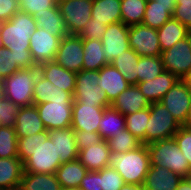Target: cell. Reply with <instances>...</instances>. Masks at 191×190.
Returning <instances> with one entry per match:
<instances>
[{
  "mask_svg": "<svg viewBox=\"0 0 191 190\" xmlns=\"http://www.w3.org/2000/svg\"><path fill=\"white\" fill-rule=\"evenodd\" d=\"M87 172V168L78 159H76L62 163L57 168L55 176L61 188L78 189Z\"/></svg>",
  "mask_w": 191,
  "mask_h": 190,
  "instance_id": "obj_26",
  "label": "cell"
},
{
  "mask_svg": "<svg viewBox=\"0 0 191 190\" xmlns=\"http://www.w3.org/2000/svg\"><path fill=\"white\" fill-rule=\"evenodd\" d=\"M189 29L173 17L160 27L158 32L161 51L174 46L178 41L188 37Z\"/></svg>",
  "mask_w": 191,
  "mask_h": 190,
  "instance_id": "obj_28",
  "label": "cell"
},
{
  "mask_svg": "<svg viewBox=\"0 0 191 190\" xmlns=\"http://www.w3.org/2000/svg\"><path fill=\"white\" fill-rule=\"evenodd\" d=\"M55 174L24 173L18 190H60Z\"/></svg>",
  "mask_w": 191,
  "mask_h": 190,
  "instance_id": "obj_34",
  "label": "cell"
},
{
  "mask_svg": "<svg viewBox=\"0 0 191 190\" xmlns=\"http://www.w3.org/2000/svg\"><path fill=\"white\" fill-rule=\"evenodd\" d=\"M74 135L78 152L103 140L99 132L74 130Z\"/></svg>",
  "mask_w": 191,
  "mask_h": 190,
  "instance_id": "obj_48",
  "label": "cell"
},
{
  "mask_svg": "<svg viewBox=\"0 0 191 190\" xmlns=\"http://www.w3.org/2000/svg\"><path fill=\"white\" fill-rule=\"evenodd\" d=\"M78 190H102L100 184V170L88 171L82 179Z\"/></svg>",
  "mask_w": 191,
  "mask_h": 190,
  "instance_id": "obj_50",
  "label": "cell"
},
{
  "mask_svg": "<svg viewBox=\"0 0 191 190\" xmlns=\"http://www.w3.org/2000/svg\"><path fill=\"white\" fill-rule=\"evenodd\" d=\"M173 137L191 168V128L181 126Z\"/></svg>",
  "mask_w": 191,
  "mask_h": 190,
  "instance_id": "obj_44",
  "label": "cell"
},
{
  "mask_svg": "<svg viewBox=\"0 0 191 190\" xmlns=\"http://www.w3.org/2000/svg\"><path fill=\"white\" fill-rule=\"evenodd\" d=\"M174 9L175 5H162L157 4L156 0H148L142 24L158 30L172 18Z\"/></svg>",
  "mask_w": 191,
  "mask_h": 190,
  "instance_id": "obj_32",
  "label": "cell"
},
{
  "mask_svg": "<svg viewBox=\"0 0 191 190\" xmlns=\"http://www.w3.org/2000/svg\"><path fill=\"white\" fill-rule=\"evenodd\" d=\"M61 39L37 27L30 36L29 50L34 63L38 66L44 62L54 61Z\"/></svg>",
  "mask_w": 191,
  "mask_h": 190,
  "instance_id": "obj_14",
  "label": "cell"
},
{
  "mask_svg": "<svg viewBox=\"0 0 191 190\" xmlns=\"http://www.w3.org/2000/svg\"><path fill=\"white\" fill-rule=\"evenodd\" d=\"M188 37H189V41H190V45H191V30L189 31Z\"/></svg>",
  "mask_w": 191,
  "mask_h": 190,
  "instance_id": "obj_60",
  "label": "cell"
},
{
  "mask_svg": "<svg viewBox=\"0 0 191 190\" xmlns=\"http://www.w3.org/2000/svg\"><path fill=\"white\" fill-rule=\"evenodd\" d=\"M172 17L191 30V1H176Z\"/></svg>",
  "mask_w": 191,
  "mask_h": 190,
  "instance_id": "obj_47",
  "label": "cell"
},
{
  "mask_svg": "<svg viewBox=\"0 0 191 190\" xmlns=\"http://www.w3.org/2000/svg\"><path fill=\"white\" fill-rule=\"evenodd\" d=\"M129 26L123 22L109 24L102 36V45L105 59L110 63L117 55L128 50L129 46Z\"/></svg>",
  "mask_w": 191,
  "mask_h": 190,
  "instance_id": "obj_15",
  "label": "cell"
},
{
  "mask_svg": "<svg viewBox=\"0 0 191 190\" xmlns=\"http://www.w3.org/2000/svg\"><path fill=\"white\" fill-rule=\"evenodd\" d=\"M39 74L53 85L74 94L76 73L60 66L55 61L44 62L37 66Z\"/></svg>",
  "mask_w": 191,
  "mask_h": 190,
  "instance_id": "obj_17",
  "label": "cell"
},
{
  "mask_svg": "<svg viewBox=\"0 0 191 190\" xmlns=\"http://www.w3.org/2000/svg\"><path fill=\"white\" fill-rule=\"evenodd\" d=\"M176 190H191V186L187 183V181L182 178Z\"/></svg>",
  "mask_w": 191,
  "mask_h": 190,
  "instance_id": "obj_53",
  "label": "cell"
},
{
  "mask_svg": "<svg viewBox=\"0 0 191 190\" xmlns=\"http://www.w3.org/2000/svg\"><path fill=\"white\" fill-rule=\"evenodd\" d=\"M83 66L84 70L97 71L110 64L105 59V53L101 40L83 39Z\"/></svg>",
  "mask_w": 191,
  "mask_h": 190,
  "instance_id": "obj_30",
  "label": "cell"
},
{
  "mask_svg": "<svg viewBox=\"0 0 191 190\" xmlns=\"http://www.w3.org/2000/svg\"><path fill=\"white\" fill-rule=\"evenodd\" d=\"M175 1H191V0H175Z\"/></svg>",
  "mask_w": 191,
  "mask_h": 190,
  "instance_id": "obj_62",
  "label": "cell"
},
{
  "mask_svg": "<svg viewBox=\"0 0 191 190\" xmlns=\"http://www.w3.org/2000/svg\"><path fill=\"white\" fill-rule=\"evenodd\" d=\"M20 68L17 66L13 52L7 47L0 49V81L12 75Z\"/></svg>",
  "mask_w": 191,
  "mask_h": 190,
  "instance_id": "obj_43",
  "label": "cell"
},
{
  "mask_svg": "<svg viewBox=\"0 0 191 190\" xmlns=\"http://www.w3.org/2000/svg\"><path fill=\"white\" fill-rule=\"evenodd\" d=\"M125 129V116L111 106L104 109L99 122L98 132L107 141Z\"/></svg>",
  "mask_w": 191,
  "mask_h": 190,
  "instance_id": "obj_33",
  "label": "cell"
},
{
  "mask_svg": "<svg viewBox=\"0 0 191 190\" xmlns=\"http://www.w3.org/2000/svg\"><path fill=\"white\" fill-rule=\"evenodd\" d=\"M17 143L15 128L0 125V158L18 157Z\"/></svg>",
  "mask_w": 191,
  "mask_h": 190,
  "instance_id": "obj_39",
  "label": "cell"
},
{
  "mask_svg": "<svg viewBox=\"0 0 191 190\" xmlns=\"http://www.w3.org/2000/svg\"><path fill=\"white\" fill-rule=\"evenodd\" d=\"M4 98H5V90L2 81H0V101L3 100Z\"/></svg>",
  "mask_w": 191,
  "mask_h": 190,
  "instance_id": "obj_57",
  "label": "cell"
},
{
  "mask_svg": "<svg viewBox=\"0 0 191 190\" xmlns=\"http://www.w3.org/2000/svg\"><path fill=\"white\" fill-rule=\"evenodd\" d=\"M129 46L139 56H161L157 29L143 24L129 26Z\"/></svg>",
  "mask_w": 191,
  "mask_h": 190,
  "instance_id": "obj_11",
  "label": "cell"
},
{
  "mask_svg": "<svg viewBox=\"0 0 191 190\" xmlns=\"http://www.w3.org/2000/svg\"><path fill=\"white\" fill-rule=\"evenodd\" d=\"M139 58L140 56L132 48H129L121 55H117L110 64L120 71L130 85H137Z\"/></svg>",
  "mask_w": 191,
  "mask_h": 190,
  "instance_id": "obj_31",
  "label": "cell"
},
{
  "mask_svg": "<svg viewBox=\"0 0 191 190\" xmlns=\"http://www.w3.org/2000/svg\"><path fill=\"white\" fill-rule=\"evenodd\" d=\"M110 156L111 150L108 142L102 140L79 151L78 160L87 168L88 171H99L109 166Z\"/></svg>",
  "mask_w": 191,
  "mask_h": 190,
  "instance_id": "obj_19",
  "label": "cell"
},
{
  "mask_svg": "<svg viewBox=\"0 0 191 190\" xmlns=\"http://www.w3.org/2000/svg\"><path fill=\"white\" fill-rule=\"evenodd\" d=\"M39 74L38 67L19 69L2 80L5 98L20 107L33 105V88Z\"/></svg>",
  "mask_w": 191,
  "mask_h": 190,
  "instance_id": "obj_5",
  "label": "cell"
},
{
  "mask_svg": "<svg viewBox=\"0 0 191 190\" xmlns=\"http://www.w3.org/2000/svg\"><path fill=\"white\" fill-rule=\"evenodd\" d=\"M74 100L73 94L52 84L51 101Z\"/></svg>",
  "mask_w": 191,
  "mask_h": 190,
  "instance_id": "obj_51",
  "label": "cell"
},
{
  "mask_svg": "<svg viewBox=\"0 0 191 190\" xmlns=\"http://www.w3.org/2000/svg\"><path fill=\"white\" fill-rule=\"evenodd\" d=\"M148 0H121V22L131 26L142 24Z\"/></svg>",
  "mask_w": 191,
  "mask_h": 190,
  "instance_id": "obj_35",
  "label": "cell"
},
{
  "mask_svg": "<svg viewBox=\"0 0 191 190\" xmlns=\"http://www.w3.org/2000/svg\"><path fill=\"white\" fill-rule=\"evenodd\" d=\"M108 25H105L103 22L94 21V18H91L82 31L78 34L82 39H96L101 40L103 34Z\"/></svg>",
  "mask_w": 191,
  "mask_h": 190,
  "instance_id": "obj_46",
  "label": "cell"
},
{
  "mask_svg": "<svg viewBox=\"0 0 191 190\" xmlns=\"http://www.w3.org/2000/svg\"><path fill=\"white\" fill-rule=\"evenodd\" d=\"M15 132L17 138L30 136L45 131L36 106L21 107L16 118Z\"/></svg>",
  "mask_w": 191,
  "mask_h": 190,
  "instance_id": "obj_24",
  "label": "cell"
},
{
  "mask_svg": "<svg viewBox=\"0 0 191 190\" xmlns=\"http://www.w3.org/2000/svg\"><path fill=\"white\" fill-rule=\"evenodd\" d=\"M36 28V19L21 10L15 13L10 20L0 23L3 46L13 52L16 64L20 69L37 66L29 50L30 36Z\"/></svg>",
  "mask_w": 191,
  "mask_h": 190,
  "instance_id": "obj_2",
  "label": "cell"
},
{
  "mask_svg": "<svg viewBox=\"0 0 191 190\" xmlns=\"http://www.w3.org/2000/svg\"><path fill=\"white\" fill-rule=\"evenodd\" d=\"M120 190H144L143 185L125 183Z\"/></svg>",
  "mask_w": 191,
  "mask_h": 190,
  "instance_id": "obj_52",
  "label": "cell"
},
{
  "mask_svg": "<svg viewBox=\"0 0 191 190\" xmlns=\"http://www.w3.org/2000/svg\"><path fill=\"white\" fill-rule=\"evenodd\" d=\"M73 101H50L35 105L46 130L71 127Z\"/></svg>",
  "mask_w": 191,
  "mask_h": 190,
  "instance_id": "obj_9",
  "label": "cell"
},
{
  "mask_svg": "<svg viewBox=\"0 0 191 190\" xmlns=\"http://www.w3.org/2000/svg\"><path fill=\"white\" fill-rule=\"evenodd\" d=\"M19 10V0H0V23L10 20Z\"/></svg>",
  "mask_w": 191,
  "mask_h": 190,
  "instance_id": "obj_49",
  "label": "cell"
},
{
  "mask_svg": "<svg viewBox=\"0 0 191 190\" xmlns=\"http://www.w3.org/2000/svg\"><path fill=\"white\" fill-rule=\"evenodd\" d=\"M182 178L166 168L150 166L143 187L144 190H176Z\"/></svg>",
  "mask_w": 191,
  "mask_h": 190,
  "instance_id": "obj_23",
  "label": "cell"
},
{
  "mask_svg": "<svg viewBox=\"0 0 191 190\" xmlns=\"http://www.w3.org/2000/svg\"><path fill=\"white\" fill-rule=\"evenodd\" d=\"M109 166L121 175L124 183L143 185L151 166L147 145L141 144L128 152L111 153Z\"/></svg>",
  "mask_w": 191,
  "mask_h": 190,
  "instance_id": "obj_3",
  "label": "cell"
},
{
  "mask_svg": "<svg viewBox=\"0 0 191 190\" xmlns=\"http://www.w3.org/2000/svg\"><path fill=\"white\" fill-rule=\"evenodd\" d=\"M97 83L106 92L107 98L111 103L130 86L120 71L111 64L103 66L99 70Z\"/></svg>",
  "mask_w": 191,
  "mask_h": 190,
  "instance_id": "obj_21",
  "label": "cell"
},
{
  "mask_svg": "<svg viewBox=\"0 0 191 190\" xmlns=\"http://www.w3.org/2000/svg\"><path fill=\"white\" fill-rule=\"evenodd\" d=\"M33 105L51 101L52 83L38 74L33 88Z\"/></svg>",
  "mask_w": 191,
  "mask_h": 190,
  "instance_id": "obj_42",
  "label": "cell"
},
{
  "mask_svg": "<svg viewBox=\"0 0 191 190\" xmlns=\"http://www.w3.org/2000/svg\"><path fill=\"white\" fill-rule=\"evenodd\" d=\"M165 71L161 56H140L138 82L150 81Z\"/></svg>",
  "mask_w": 191,
  "mask_h": 190,
  "instance_id": "obj_36",
  "label": "cell"
},
{
  "mask_svg": "<svg viewBox=\"0 0 191 190\" xmlns=\"http://www.w3.org/2000/svg\"><path fill=\"white\" fill-rule=\"evenodd\" d=\"M100 184L102 190H120L125 183L113 167L107 166L100 170Z\"/></svg>",
  "mask_w": 191,
  "mask_h": 190,
  "instance_id": "obj_40",
  "label": "cell"
},
{
  "mask_svg": "<svg viewBox=\"0 0 191 190\" xmlns=\"http://www.w3.org/2000/svg\"><path fill=\"white\" fill-rule=\"evenodd\" d=\"M24 172L18 157L0 158V190H18Z\"/></svg>",
  "mask_w": 191,
  "mask_h": 190,
  "instance_id": "obj_25",
  "label": "cell"
},
{
  "mask_svg": "<svg viewBox=\"0 0 191 190\" xmlns=\"http://www.w3.org/2000/svg\"><path fill=\"white\" fill-rule=\"evenodd\" d=\"M111 153L128 152L139 147L142 143L126 128L107 140Z\"/></svg>",
  "mask_w": 191,
  "mask_h": 190,
  "instance_id": "obj_38",
  "label": "cell"
},
{
  "mask_svg": "<svg viewBox=\"0 0 191 190\" xmlns=\"http://www.w3.org/2000/svg\"><path fill=\"white\" fill-rule=\"evenodd\" d=\"M4 46H3V40L1 38V35H0V49H2Z\"/></svg>",
  "mask_w": 191,
  "mask_h": 190,
  "instance_id": "obj_59",
  "label": "cell"
},
{
  "mask_svg": "<svg viewBox=\"0 0 191 190\" xmlns=\"http://www.w3.org/2000/svg\"><path fill=\"white\" fill-rule=\"evenodd\" d=\"M57 5V0H19L20 10L34 15L39 12L42 13L45 9L53 8Z\"/></svg>",
  "mask_w": 191,
  "mask_h": 190,
  "instance_id": "obj_45",
  "label": "cell"
},
{
  "mask_svg": "<svg viewBox=\"0 0 191 190\" xmlns=\"http://www.w3.org/2000/svg\"><path fill=\"white\" fill-rule=\"evenodd\" d=\"M157 4H162V5H176L175 0H156Z\"/></svg>",
  "mask_w": 191,
  "mask_h": 190,
  "instance_id": "obj_54",
  "label": "cell"
},
{
  "mask_svg": "<svg viewBox=\"0 0 191 190\" xmlns=\"http://www.w3.org/2000/svg\"><path fill=\"white\" fill-rule=\"evenodd\" d=\"M33 17L36 19L37 27L43 28L60 39L68 35L65 21L60 14L58 5L53 8L45 9L42 13H35Z\"/></svg>",
  "mask_w": 191,
  "mask_h": 190,
  "instance_id": "obj_27",
  "label": "cell"
},
{
  "mask_svg": "<svg viewBox=\"0 0 191 190\" xmlns=\"http://www.w3.org/2000/svg\"><path fill=\"white\" fill-rule=\"evenodd\" d=\"M183 126L191 128V105H190V108H189V112H188V117H187L186 123Z\"/></svg>",
  "mask_w": 191,
  "mask_h": 190,
  "instance_id": "obj_56",
  "label": "cell"
},
{
  "mask_svg": "<svg viewBox=\"0 0 191 190\" xmlns=\"http://www.w3.org/2000/svg\"><path fill=\"white\" fill-rule=\"evenodd\" d=\"M16 105L7 98L0 101V125L5 127H14L16 118L20 110Z\"/></svg>",
  "mask_w": 191,
  "mask_h": 190,
  "instance_id": "obj_41",
  "label": "cell"
},
{
  "mask_svg": "<svg viewBox=\"0 0 191 190\" xmlns=\"http://www.w3.org/2000/svg\"><path fill=\"white\" fill-rule=\"evenodd\" d=\"M178 80L171 72L164 71L150 81L138 82L137 86L151 104L160 102L163 96Z\"/></svg>",
  "mask_w": 191,
  "mask_h": 190,
  "instance_id": "obj_20",
  "label": "cell"
},
{
  "mask_svg": "<svg viewBox=\"0 0 191 190\" xmlns=\"http://www.w3.org/2000/svg\"><path fill=\"white\" fill-rule=\"evenodd\" d=\"M147 147L151 166L166 168L181 177L191 170L174 137L151 142Z\"/></svg>",
  "mask_w": 191,
  "mask_h": 190,
  "instance_id": "obj_4",
  "label": "cell"
},
{
  "mask_svg": "<svg viewBox=\"0 0 191 190\" xmlns=\"http://www.w3.org/2000/svg\"><path fill=\"white\" fill-rule=\"evenodd\" d=\"M110 106L126 116L142 109L149 108L150 103L141 93L137 85H130L113 100Z\"/></svg>",
  "mask_w": 191,
  "mask_h": 190,
  "instance_id": "obj_18",
  "label": "cell"
},
{
  "mask_svg": "<svg viewBox=\"0 0 191 190\" xmlns=\"http://www.w3.org/2000/svg\"><path fill=\"white\" fill-rule=\"evenodd\" d=\"M18 158L24 163V173L55 174L62 164L56 144L48 138V130L18 138Z\"/></svg>",
  "mask_w": 191,
  "mask_h": 190,
  "instance_id": "obj_1",
  "label": "cell"
},
{
  "mask_svg": "<svg viewBox=\"0 0 191 190\" xmlns=\"http://www.w3.org/2000/svg\"><path fill=\"white\" fill-rule=\"evenodd\" d=\"M93 0H59L57 5L69 35H78L91 17Z\"/></svg>",
  "mask_w": 191,
  "mask_h": 190,
  "instance_id": "obj_8",
  "label": "cell"
},
{
  "mask_svg": "<svg viewBox=\"0 0 191 190\" xmlns=\"http://www.w3.org/2000/svg\"><path fill=\"white\" fill-rule=\"evenodd\" d=\"M104 109L105 107H98L96 104L73 102L71 128L85 132H98Z\"/></svg>",
  "mask_w": 191,
  "mask_h": 190,
  "instance_id": "obj_16",
  "label": "cell"
},
{
  "mask_svg": "<svg viewBox=\"0 0 191 190\" xmlns=\"http://www.w3.org/2000/svg\"><path fill=\"white\" fill-rule=\"evenodd\" d=\"M121 0H93L91 17L109 25L121 22Z\"/></svg>",
  "mask_w": 191,
  "mask_h": 190,
  "instance_id": "obj_29",
  "label": "cell"
},
{
  "mask_svg": "<svg viewBox=\"0 0 191 190\" xmlns=\"http://www.w3.org/2000/svg\"><path fill=\"white\" fill-rule=\"evenodd\" d=\"M83 39L78 35H67L60 41L54 61L63 68L75 73L83 66Z\"/></svg>",
  "mask_w": 191,
  "mask_h": 190,
  "instance_id": "obj_13",
  "label": "cell"
},
{
  "mask_svg": "<svg viewBox=\"0 0 191 190\" xmlns=\"http://www.w3.org/2000/svg\"><path fill=\"white\" fill-rule=\"evenodd\" d=\"M48 138L52 140L54 145L56 144V149L62 163L78 159L79 152L77 150L74 130L71 127L48 130Z\"/></svg>",
  "mask_w": 191,
  "mask_h": 190,
  "instance_id": "obj_22",
  "label": "cell"
},
{
  "mask_svg": "<svg viewBox=\"0 0 191 190\" xmlns=\"http://www.w3.org/2000/svg\"><path fill=\"white\" fill-rule=\"evenodd\" d=\"M149 108L150 118L145 128V145L172 138L181 127L178 121L161 102L151 103Z\"/></svg>",
  "mask_w": 191,
  "mask_h": 190,
  "instance_id": "obj_6",
  "label": "cell"
},
{
  "mask_svg": "<svg viewBox=\"0 0 191 190\" xmlns=\"http://www.w3.org/2000/svg\"><path fill=\"white\" fill-rule=\"evenodd\" d=\"M178 123L183 126L186 123L191 105V89L179 79L160 101Z\"/></svg>",
  "mask_w": 191,
  "mask_h": 190,
  "instance_id": "obj_12",
  "label": "cell"
},
{
  "mask_svg": "<svg viewBox=\"0 0 191 190\" xmlns=\"http://www.w3.org/2000/svg\"><path fill=\"white\" fill-rule=\"evenodd\" d=\"M187 183L191 186V170L183 177Z\"/></svg>",
  "mask_w": 191,
  "mask_h": 190,
  "instance_id": "obj_58",
  "label": "cell"
},
{
  "mask_svg": "<svg viewBox=\"0 0 191 190\" xmlns=\"http://www.w3.org/2000/svg\"><path fill=\"white\" fill-rule=\"evenodd\" d=\"M60 190H78V189L61 188Z\"/></svg>",
  "mask_w": 191,
  "mask_h": 190,
  "instance_id": "obj_61",
  "label": "cell"
},
{
  "mask_svg": "<svg viewBox=\"0 0 191 190\" xmlns=\"http://www.w3.org/2000/svg\"><path fill=\"white\" fill-rule=\"evenodd\" d=\"M165 71L183 79L191 71V45L189 37L178 41L161 54Z\"/></svg>",
  "mask_w": 191,
  "mask_h": 190,
  "instance_id": "obj_10",
  "label": "cell"
},
{
  "mask_svg": "<svg viewBox=\"0 0 191 190\" xmlns=\"http://www.w3.org/2000/svg\"><path fill=\"white\" fill-rule=\"evenodd\" d=\"M150 118V108L125 116V128L145 145L146 125Z\"/></svg>",
  "mask_w": 191,
  "mask_h": 190,
  "instance_id": "obj_37",
  "label": "cell"
},
{
  "mask_svg": "<svg viewBox=\"0 0 191 190\" xmlns=\"http://www.w3.org/2000/svg\"><path fill=\"white\" fill-rule=\"evenodd\" d=\"M191 89V71L182 79Z\"/></svg>",
  "mask_w": 191,
  "mask_h": 190,
  "instance_id": "obj_55",
  "label": "cell"
},
{
  "mask_svg": "<svg viewBox=\"0 0 191 190\" xmlns=\"http://www.w3.org/2000/svg\"><path fill=\"white\" fill-rule=\"evenodd\" d=\"M99 70H84L76 73V85L73 94V102L82 104H96L98 107H109L111 102L108 100L106 92L98 86Z\"/></svg>",
  "mask_w": 191,
  "mask_h": 190,
  "instance_id": "obj_7",
  "label": "cell"
}]
</instances>
